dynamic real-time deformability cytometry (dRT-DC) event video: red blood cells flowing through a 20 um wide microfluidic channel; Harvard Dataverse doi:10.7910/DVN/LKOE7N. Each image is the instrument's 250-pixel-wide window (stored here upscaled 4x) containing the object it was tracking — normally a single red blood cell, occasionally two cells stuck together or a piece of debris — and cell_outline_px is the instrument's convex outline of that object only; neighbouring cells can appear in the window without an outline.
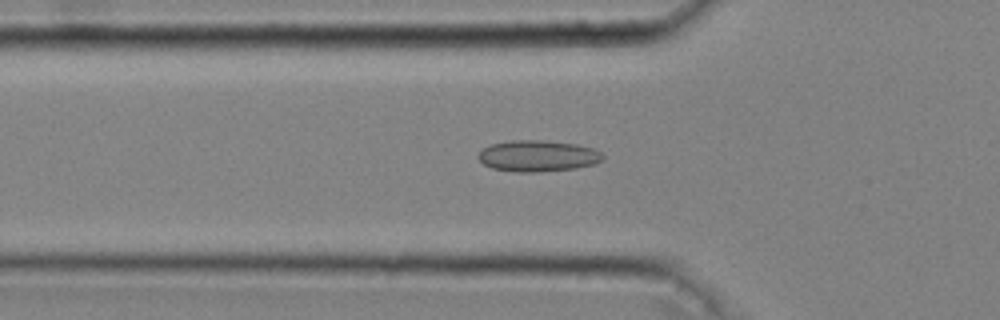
{"species": "common noctule bat (a hibernating species)", "species_latin": "Nyctalus noctula", "temperature_condition": "cold", "stored_images_in_passage": 36, "camera_frame_rate_fps": 3000, "um_per_image_px": 0.085, "animal": {"sex": "male", "body_mass_g": 20.4}, "frame": {"image": 1, "passage_image": 5, "time_ms": 1.333, "image_size_px": [1000, 320], "cell_outline_px": [[604, 156], [596, 164], [576, 168], [536, 172], [516, 172], [492, 168], [484, 164], [476, 156], [484, 148], [492, 144], [512, 140], [544, 140], [576, 144], [592, 148], [600, 152]], "centroid_in_image_um": [45.71, 13.25], "position_along_channel_um": 80.1, "area_um2": 22.6}}
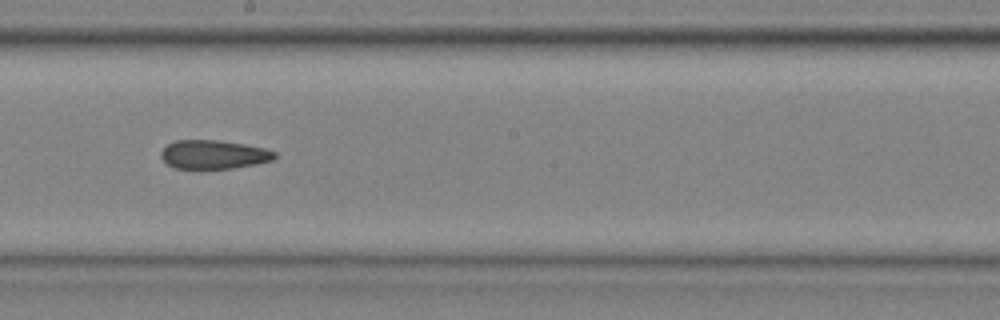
{"frame": {"image": 2, "passage_image": 16, "time_ms": 5.0, "image_size_px": [1000, 320], "cell_outline_px": [[276, 156], [272, 160], [256, 164], [232, 168], [200, 172], [176, 168], [168, 164], [160, 156], [160, 152], [168, 144], [176, 140], [216, 140], [244, 144], [264, 148], [276, 152]], "centroid_in_image_um": [18.12, 13.18], "position_along_channel_um": 230.1, "area_um2": 19.65}}
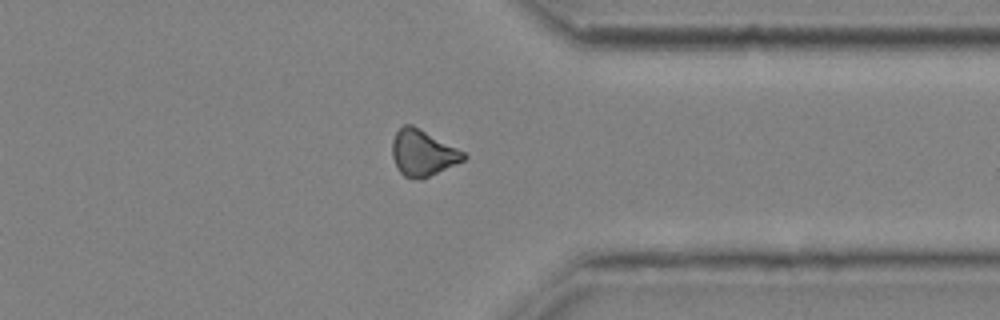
{"frame": {"image": 3, "passage_image": 27, "time_ms": 8.667, "image_size_px": [1000, 320], "cell_outline_px": [[468, 156], [464, 160], [456, 164], [420, 180], [412, 180], [404, 176], [400, 172], [392, 156], [392, 140], [396, 132], [404, 124], [412, 124], [464, 152]], "centroid_in_image_um": [35.91, 13.01], "position_along_channel_um": 375.5, "area_um2": 19.07}, "authors_computed_cell_mechanics": {"area_um2": 19.652, "velocity_mm_per_s": 4.0831, "shape_relaxation_time_tau1_ms": null, "shape_relaxation_time_tau2_ms": 8.3233, "deformation_change_tau1": null, "deformation_change_tau2": 0.1559}}